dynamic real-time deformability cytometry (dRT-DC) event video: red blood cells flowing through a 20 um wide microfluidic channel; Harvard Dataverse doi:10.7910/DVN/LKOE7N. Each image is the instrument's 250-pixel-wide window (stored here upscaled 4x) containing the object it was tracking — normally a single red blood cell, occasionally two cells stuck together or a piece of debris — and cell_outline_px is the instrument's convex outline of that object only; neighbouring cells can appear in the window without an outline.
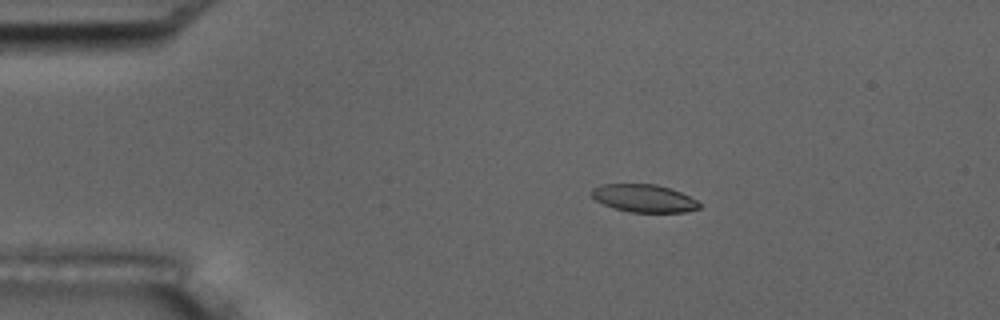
{"species": "common noctule bat (a hibernating species)", "species_latin": "Nyctalus noctula", "temperature_condition": "room temperature", "stored_images_in_passage": 57, "camera_frame_rate_fps": 3000, "um_per_image_px": 0.085, "animal": {"sex": "male", "body_mass_g": 17.5, "forearm_length_mm": 52.3}, "frame": {"image": 1, "passage_image": 11, "time_ms": 3.333, "image_size_px": [1000, 320], "cell_outline_px": [[700, 208], [684, 212], [628, 212], [604, 204], [596, 200], [588, 192], [592, 188], [600, 184], [656, 184], [680, 192], [696, 200], [700, 204]], "centroid_in_image_um": [54.69, 16.85], "position_along_channel_um": 30.3, "area_um2": 17.34}}
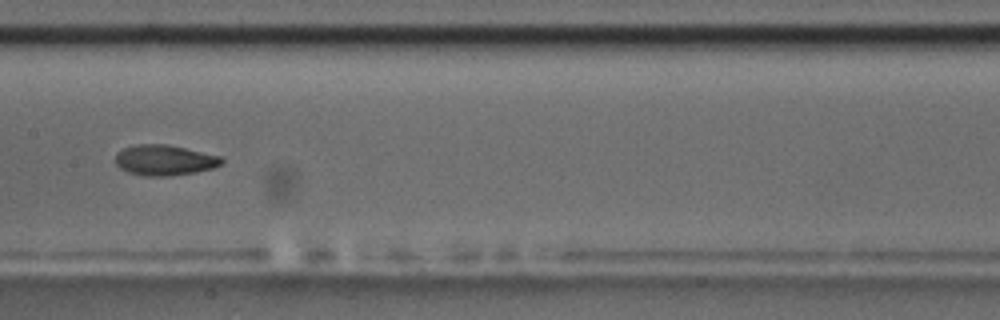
{"frame": {"image": 2, "passage_image": 29, "time_ms": 9.333, "image_size_px": [1000, 320], "cell_outline_px": [[224, 160], [220, 164], [212, 168], [196, 172], [168, 176], [144, 176], [128, 172], [120, 168], [116, 164], [116, 152], [124, 148], [136, 144], [168, 144], [220, 156]], "centroid_in_image_um": [13.96, 13.61], "position_along_channel_um": 193.4, "area_um2": 18.84}}
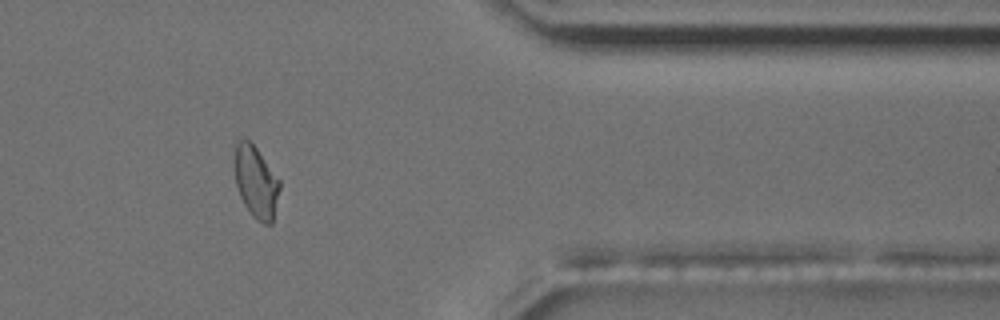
{"frame": {"image": 3, "passage_image": 47, "time_ms": 15.333, "image_size_px": [1000, 320], "cell_outline_px": [[280, 188], [272, 224], [264, 224], [256, 220], [252, 216], [244, 204], [240, 196], [236, 184], [232, 164], [232, 160], [236, 144], [240, 140], [248, 140], [256, 148], [280, 180]], "centroid_in_image_um": [21.73, 15.48], "position_along_channel_um": 389.7, "area_um2": 19.07}, "authors_computed_cell_mechanics": {"area_um2": 18.6694, "velocity_mm_per_s": 3.5976, "shape_relaxation_time_tau1_ms": 9.192, "shape_relaxation_time_tau2_ms": 3.0604, "deformation_change_tau1": 0.1971, "deformation_change_tau2": 0.0759}}